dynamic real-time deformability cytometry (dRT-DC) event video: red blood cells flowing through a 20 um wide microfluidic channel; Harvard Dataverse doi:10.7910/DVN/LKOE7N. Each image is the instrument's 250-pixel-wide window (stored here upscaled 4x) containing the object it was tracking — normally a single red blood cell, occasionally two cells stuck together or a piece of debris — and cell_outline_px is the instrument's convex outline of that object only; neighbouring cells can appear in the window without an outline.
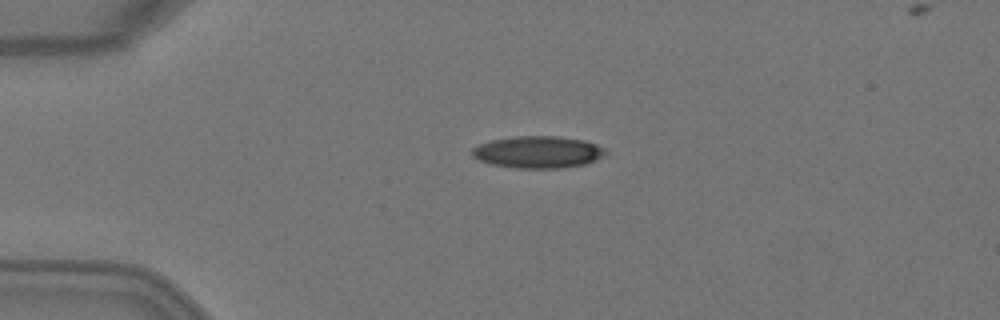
{"species": "Egyptian fruit bat (a non-hibernating species)", "species_latin": "Rousettus aegyptiacus", "temperature_condition": "warm", "stored_images_in_passage": 5, "camera_frame_rate_fps": 3000, "um_per_image_px": 0.085, "animal": {"sex": "female"}, "frame": {"image": 1, "passage_image": 3, "time_ms": 0.667, "image_size_px": [1000, 320], "cell_outline_px": [[608, 152], [604, 156], [584, 164], [560, 168], [516, 168], [492, 164], [480, 160], [472, 156], [472, 148], [480, 144], [492, 140], [516, 136], [560, 136], [584, 140], [596, 144], [604, 148]], "centroid_in_image_um": [45.75, 12.92], "position_along_channel_um": 39.3, "area_um2": 24.8}}